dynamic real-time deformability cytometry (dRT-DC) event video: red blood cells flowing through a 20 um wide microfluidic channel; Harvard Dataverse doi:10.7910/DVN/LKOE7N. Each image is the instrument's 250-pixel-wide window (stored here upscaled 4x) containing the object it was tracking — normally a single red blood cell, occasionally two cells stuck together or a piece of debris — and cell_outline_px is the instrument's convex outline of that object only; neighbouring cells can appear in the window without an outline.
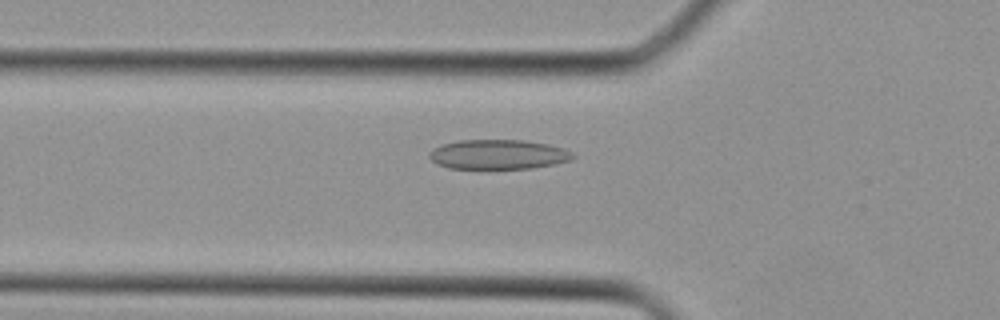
{"species": "Egyptian fruit bat (a non-hibernating species)", "species_latin": "Rousettus aegyptiacus", "temperature_condition": "cold", "stored_images_in_passage": 36, "camera_frame_rate_fps": 3000, "um_per_image_px": 0.085, "animal": {"sex": "female"}, "frame": {"image": 1, "passage_image": 11, "time_ms": 3.333, "image_size_px": [1000, 320], "cell_outline_px": [[576, 156], [572, 160], [532, 168], [448, 168], [436, 164], [428, 156], [428, 152], [432, 148], [440, 144], [460, 140], [524, 140], [548, 144], [564, 148], [572, 152]], "centroid_in_image_um": [42.32, 13.12], "position_along_channel_um": 83.5, "area_um2": 24.91}}
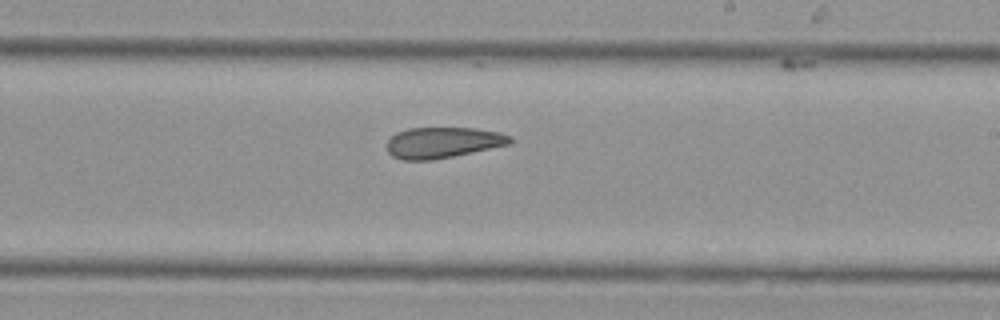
{"frame": {"image": 2, "passage_image": 21, "time_ms": 6.667, "image_size_px": [1000, 320], "cell_outline_px": [[512, 140], [508, 144], [452, 156], [432, 160], [404, 160], [392, 156], [388, 152], [388, 140], [396, 132], [408, 128], [476, 128], [500, 132], [512, 136]], "centroid_in_image_um": [37.62, 12.1], "position_along_channel_um": 251.4, "area_um2": 21.96}}
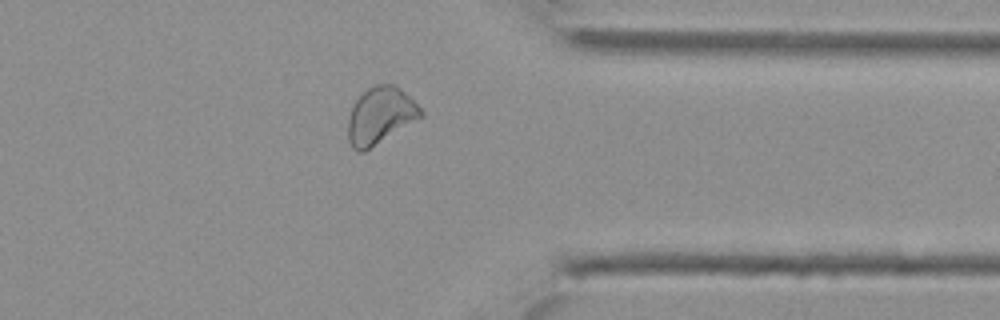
{"frame": {"image": 3, "passage_image": 29, "time_ms": 9.333, "image_size_px": [1000, 320], "cell_outline_px": [[424, 116], [364, 152], [356, 152], [352, 148], [348, 140], [348, 120], [352, 104], [368, 88], [376, 84], [396, 84], [424, 112]], "centroid_in_image_um": [32.31, 9.84], "position_along_channel_um": 379.1, "area_um2": 24.1}}